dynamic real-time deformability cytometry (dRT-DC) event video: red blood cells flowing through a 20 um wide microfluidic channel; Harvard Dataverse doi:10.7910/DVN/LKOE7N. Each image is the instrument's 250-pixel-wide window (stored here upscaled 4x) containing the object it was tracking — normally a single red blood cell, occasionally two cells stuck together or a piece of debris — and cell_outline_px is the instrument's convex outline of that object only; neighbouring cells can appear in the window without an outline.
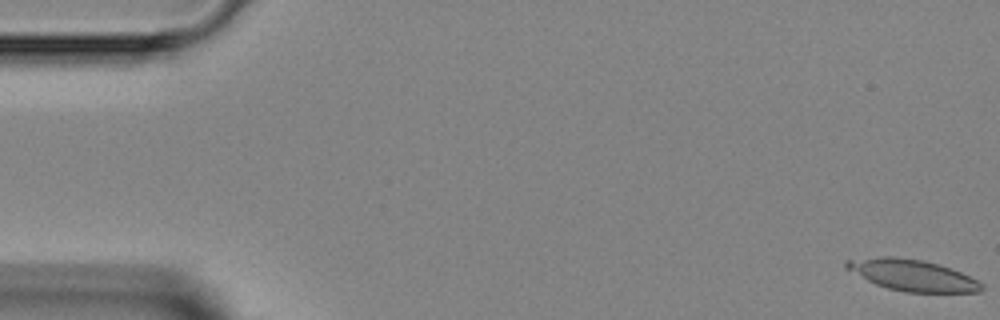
{"species": "Egyptian fruit bat (a non-hibernating species)", "species_latin": "Rousettus aegyptiacus", "temperature_condition": "room temperature", "stored_images_in_passage": 27, "camera_frame_rate_fps": 3000, "um_per_image_px": 0.085, "animal": {"sex": "female"}, "frame": {"image": 1, "passage_image": 1, "time_ms": 0.0, "image_size_px": [1000, 320], "cell_outline_px": [[984, 288], [980, 292], [904, 292], [888, 288], [876, 284], [844, 268], [844, 260], [880, 256], [892, 256], [924, 260], [940, 264], [960, 272], [984, 284]], "centroid_in_image_um": [77.54, 23.38], "position_along_channel_um": 7.5, "area_um2": 24.68}}
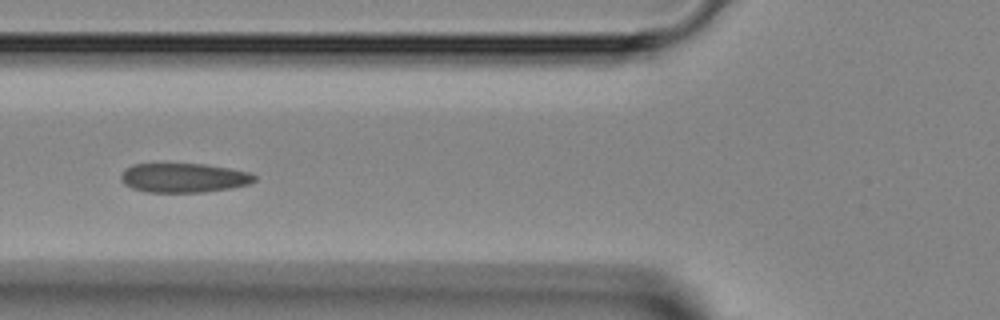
{"frame": {"image": 2, "passage_image": 18, "time_ms": 5.667, "image_size_px": [1000, 320], "cell_outline_px": [[256, 180], [252, 184], [228, 188], [200, 192], [144, 192], [132, 188], [124, 184], [120, 176], [124, 168], [132, 164], [204, 164], [228, 168], [248, 172], [256, 176]], "centroid_in_image_um": [15.59, 15.11], "position_along_channel_um": 110.2, "area_um2": 22.77}}
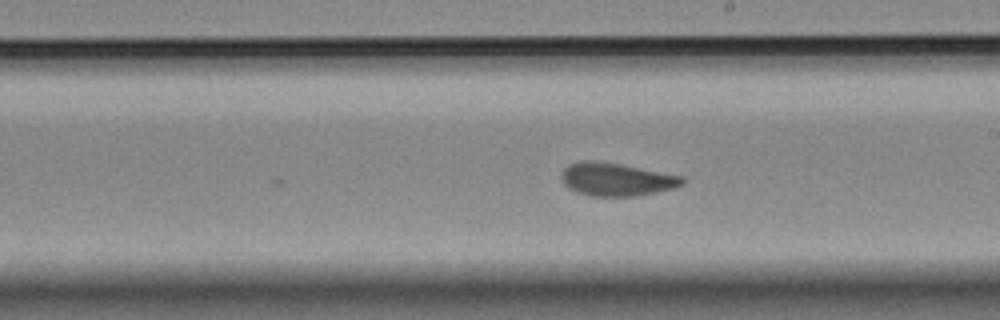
{"frame": {"image": 3, "passage_image": 27, "time_ms": 8.667, "image_size_px": [1000, 320], "cell_outline_px": [[684, 184], [676, 188], [636, 196], [592, 196], [576, 192], [568, 188], [560, 180], [560, 172], [568, 164], [580, 160], [596, 160], [620, 164], [684, 176]], "centroid_in_image_um": [52.36, 15.24], "position_along_channel_um": 236.6, "area_um2": 23.64}}